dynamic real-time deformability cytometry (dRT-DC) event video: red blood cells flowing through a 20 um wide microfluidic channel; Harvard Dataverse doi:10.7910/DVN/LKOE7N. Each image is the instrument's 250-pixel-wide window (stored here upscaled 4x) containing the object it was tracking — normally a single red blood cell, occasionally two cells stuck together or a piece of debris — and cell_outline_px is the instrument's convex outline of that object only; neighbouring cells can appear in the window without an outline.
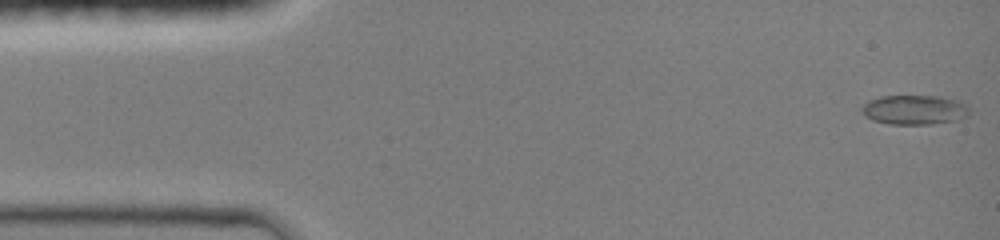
{"species": "common noctule bat (a hibernating species)", "species_latin": "Nyctalus noctula", "temperature_condition": "room temperature", "stored_images_in_passage": 46, "camera_frame_rate_fps": 3000, "um_per_image_px": 0.085, "animal": {"sex": "female", "body_mass_g": 19.0, "forearm_length_mm": 51.5}, "frame": {"image": 1, "passage_image": 1, "time_ms": 0.0, "image_size_px": [1000, 240], "cell_outline_px": [[968, 116], [956, 120], [932, 124], [888, 124], [872, 120], [864, 116], [860, 108], [868, 100], [880, 96], [936, 96], [960, 100], [968, 104]], "centroid_in_image_um": [77.72, 9.33], "position_along_channel_um": 7.3, "area_um2": 18.73}}
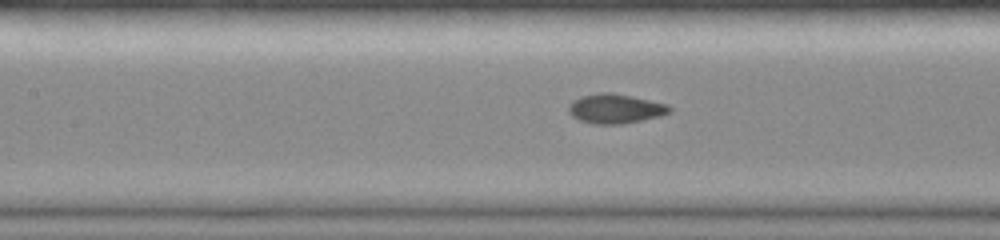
{"frame": {"image": 2, "passage_image": 20, "time_ms": 6.333, "image_size_px": [1000, 240], "cell_outline_px": [[672, 112], [660, 116], [620, 124], [596, 124], [580, 120], [572, 116], [568, 112], [568, 104], [572, 100], [580, 96], [600, 92], [612, 92], [632, 96], [668, 104], [672, 108]], "centroid_in_image_um": [52.29, 9.22], "position_along_channel_um": 155.1, "area_um2": 17.46}}
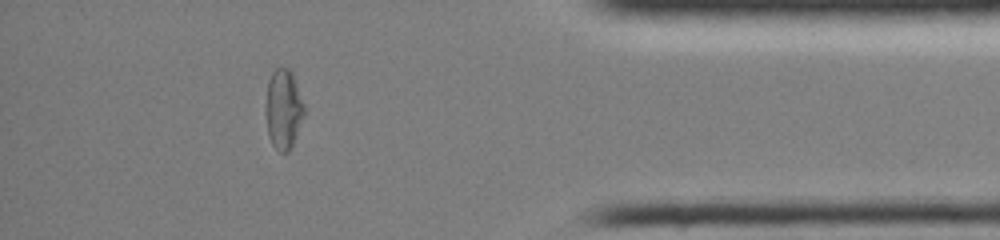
{"frame": {"image": 3, "passage_image": 40, "time_ms": 13.0, "image_size_px": [1000, 240], "cell_outline_px": [[304, 116], [292, 144], [288, 152], [280, 152], [272, 144], [268, 136], [264, 112], [268, 80], [272, 72], [276, 68], [288, 68], [292, 72], [304, 104]], "centroid_in_image_um": [24.06, 9.27], "position_along_channel_um": 411.1, "area_um2": 17.98}, "authors_computed_cell_mechanics": {"area_um2": 17.051, "velocity_mm_per_s": 4.2013, "shape_relaxation_time_tau1_ms": 7.0387, "shape_relaxation_time_tau2_ms": null, "deformation_change_tau1": 0.2476, "deformation_change_tau2": null}}